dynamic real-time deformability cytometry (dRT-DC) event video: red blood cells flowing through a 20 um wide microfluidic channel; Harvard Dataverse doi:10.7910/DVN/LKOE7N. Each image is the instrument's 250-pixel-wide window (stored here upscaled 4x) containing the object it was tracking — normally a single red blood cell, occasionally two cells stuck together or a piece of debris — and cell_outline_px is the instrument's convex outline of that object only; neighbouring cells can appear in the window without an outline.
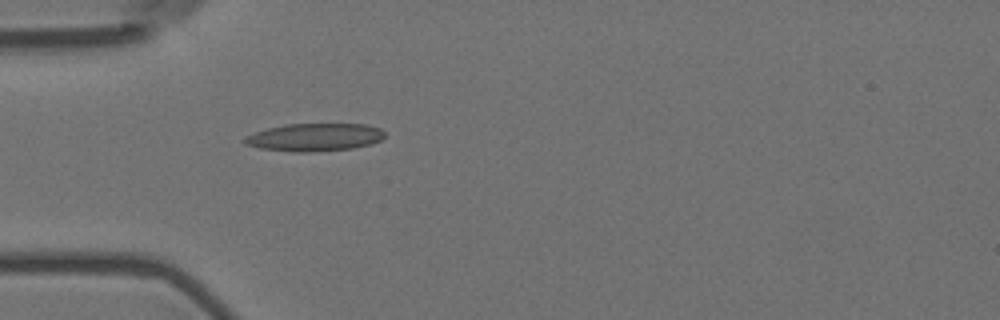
{"species": "Egyptian fruit bat (a non-hibernating species)", "species_latin": "Rousettus aegyptiacus", "temperature_condition": "room temperature", "stored_images_in_passage": 4, "camera_frame_rate_fps": 3000, "um_per_image_px": 0.085, "animal": {"sex": "female"}, "frame": {"image": 1, "passage_image": 4, "time_ms": 1.0, "image_size_px": [1000, 320], "cell_outline_px": [[384, 136], [380, 140], [372, 144], [352, 148], [308, 152], [296, 152], [260, 148], [244, 144], [240, 140], [244, 136], [268, 128], [284, 124], [364, 124], [380, 128], [384, 132]], "centroid_in_image_um": [26.7, 11.66], "position_along_channel_um": 58.3, "area_um2": 22.72}}